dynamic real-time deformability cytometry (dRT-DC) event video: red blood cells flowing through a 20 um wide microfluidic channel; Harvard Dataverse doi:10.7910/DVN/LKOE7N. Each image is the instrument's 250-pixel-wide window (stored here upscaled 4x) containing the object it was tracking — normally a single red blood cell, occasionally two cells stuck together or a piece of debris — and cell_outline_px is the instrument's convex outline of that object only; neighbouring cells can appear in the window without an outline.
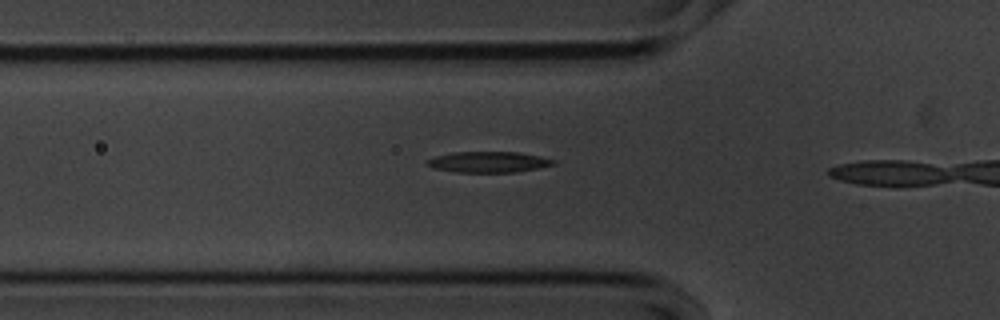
{"species": "common noctule bat (a hibernating species)", "species_latin": "Nyctalus noctula", "temperature_condition": "cold", "stored_images_in_passage": 10, "camera_frame_rate_fps": 3000, "um_per_image_px": 0.085, "animal": {"sex": "male", "body_mass_g": 20.1, "forearm_length_mm": 53.5}, "frame": {"image": 1, "passage_image": 9, "time_ms": 2.667, "image_size_px": [1000, 320], "cell_outline_px": [[552, 164], [512, 172], [460, 172], [440, 168], [428, 164], [428, 160], [440, 156], [460, 152], [512, 152], [536, 156], [552, 160]], "centroid_in_image_um": [41.51, 13.77], "position_along_channel_um": 84.3, "area_um2": 14.1}}